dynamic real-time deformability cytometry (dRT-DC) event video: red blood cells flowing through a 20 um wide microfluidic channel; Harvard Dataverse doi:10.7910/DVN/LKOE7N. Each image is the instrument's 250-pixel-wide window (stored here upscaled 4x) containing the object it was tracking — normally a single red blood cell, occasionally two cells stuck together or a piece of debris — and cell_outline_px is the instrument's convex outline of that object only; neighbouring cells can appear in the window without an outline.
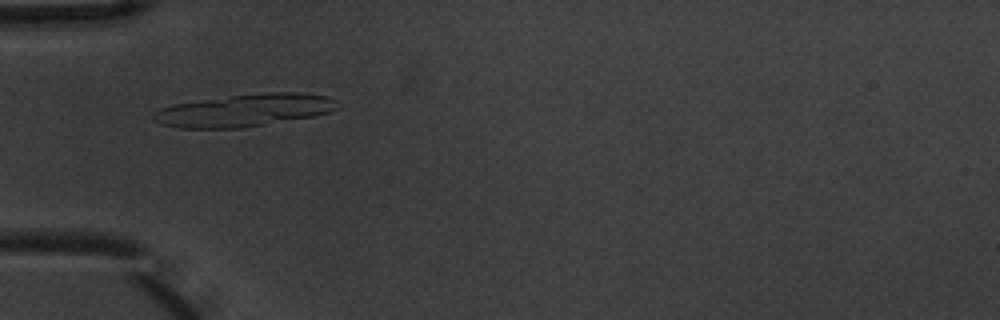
{"species": "common noctule bat (a hibernating species)", "species_latin": "Nyctalus noctula", "temperature_condition": "warm", "stored_images_in_passage": 6, "camera_frame_rate_fps": 3000, "um_per_image_px": 0.085, "animal": {"sex": "male", "body_mass_g": 20.1, "forearm_length_mm": 53.5}, "frame": {"image": 1, "passage_image": 5, "time_ms": 1.333, "image_size_px": [1000, 320], "cell_outline_px": [[340, 108], [328, 112], [312, 116], [240, 128], [180, 128], [164, 124], [152, 120], [152, 112], [160, 108], [172, 104], [232, 96], [264, 92], [300, 92], [328, 96], [336, 100]], "centroid_in_image_um": [20.78, 9.37], "position_along_channel_um": 64.2, "area_um2": 34.56}}